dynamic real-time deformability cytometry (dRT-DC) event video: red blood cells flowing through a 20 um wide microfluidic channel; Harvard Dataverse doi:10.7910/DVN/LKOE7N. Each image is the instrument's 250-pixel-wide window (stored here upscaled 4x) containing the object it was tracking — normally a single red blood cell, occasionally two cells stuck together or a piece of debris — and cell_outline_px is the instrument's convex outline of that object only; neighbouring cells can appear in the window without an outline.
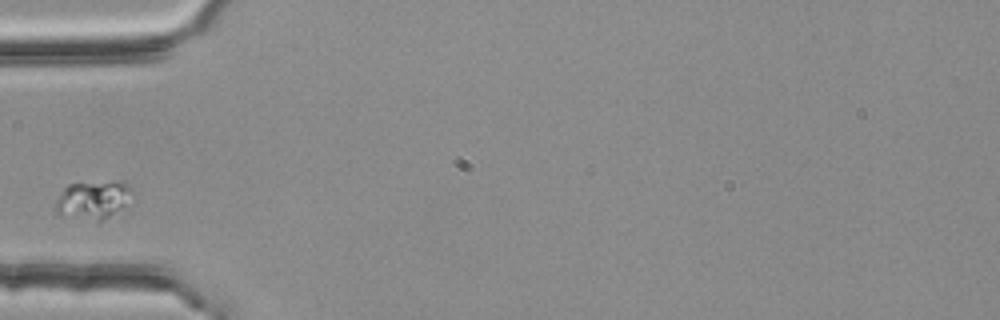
{"species": "common noctule bat (a hibernating species)", "species_latin": "Nyctalus noctula", "temperature_condition": "room temperature", "stored_images_in_passage": 4, "camera_frame_rate_fps": 3000, "um_per_image_px": 0.085, "animal": {"sex": "female", "body_mass_g": 25.1}, "frame": {"image": 1, "passage_image": 4, "time_ms": 1.0, "image_size_px": [1000, 320], "cell_outline_px": [[132, 204], [100, 224], [56, 212], [56, 200], [60, 192], [68, 184], [112, 180], [120, 180], [128, 184], [132, 188]], "centroid_in_image_um": [8.03, 17.0], "position_along_channel_um": 77.0, "area_um2": 18.09}}